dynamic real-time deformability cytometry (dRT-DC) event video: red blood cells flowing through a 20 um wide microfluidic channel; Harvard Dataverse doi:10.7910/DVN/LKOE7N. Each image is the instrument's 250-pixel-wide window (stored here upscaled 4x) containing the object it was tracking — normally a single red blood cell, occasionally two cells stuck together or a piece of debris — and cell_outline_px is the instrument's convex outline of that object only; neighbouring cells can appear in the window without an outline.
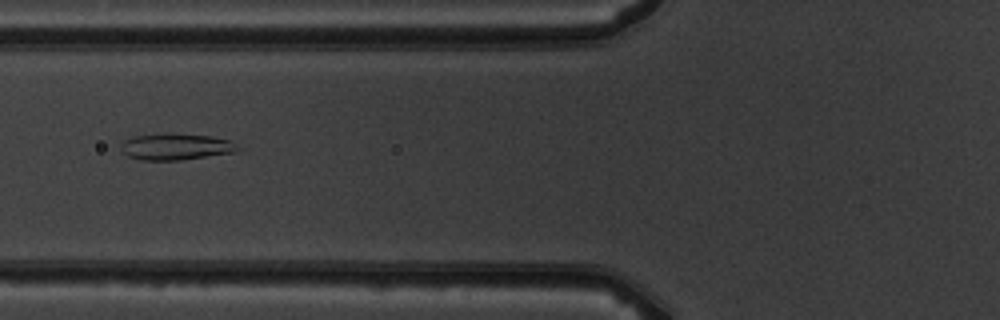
{"species": "common noctule bat (a hibernating species)", "species_latin": "Nyctalus noctula", "temperature_condition": "warm", "stored_images_in_passage": 5, "camera_frame_rate_fps": 3000, "um_per_image_px": 0.085, "animal": {"sex": "male", "body_mass_g": 19.5, "forearm_length_mm": 54.6}, "frame": {"image": 1, "passage_image": 4, "time_ms": 3.667, "image_size_px": [1000, 320], "cell_outline_px": [[240, 148], [236, 152], [180, 160], [144, 160], [128, 156], [120, 152], [120, 144], [124, 140], [132, 136], [212, 136], [232, 140]], "centroid_in_image_um": [14.96, 12.51], "position_along_channel_um": 110.8, "area_um2": 17.28}}